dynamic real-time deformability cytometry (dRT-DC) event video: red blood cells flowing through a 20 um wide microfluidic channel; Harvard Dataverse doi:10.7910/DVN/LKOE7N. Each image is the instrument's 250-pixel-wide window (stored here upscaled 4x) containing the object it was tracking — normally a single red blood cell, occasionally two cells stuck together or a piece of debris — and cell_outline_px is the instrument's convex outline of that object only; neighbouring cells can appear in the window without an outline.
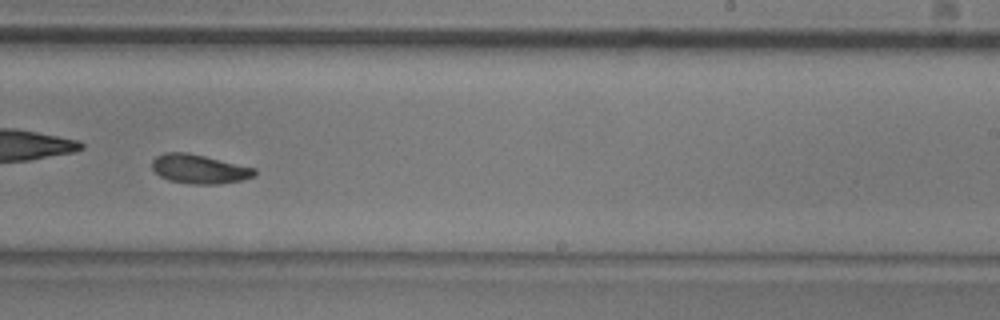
{"species": "common noctule bat (a hibernating species)", "species_latin": "Nyctalus noctula", "temperature_condition": "room temperature", "stored_images_in_passage": 50, "camera_frame_rate_fps": 3000, "um_per_image_px": 0.085, "animal": {"sex": "male", "body_mass_g": 20.5, "forearm_length_mm": 52.5}, "frame": {"image": 1, "passage_image": 29, "time_ms": 9.333, "image_size_px": [1000, 320], "cell_outline_px": [[256, 176], [240, 180], [220, 184], [192, 184], [168, 180], [160, 176], [152, 168], [152, 160], [156, 156], [164, 152], [188, 152], [256, 168]], "centroid_in_image_um": [16.93, 14.36], "position_along_channel_um": 272.1, "area_um2": 17.46}}